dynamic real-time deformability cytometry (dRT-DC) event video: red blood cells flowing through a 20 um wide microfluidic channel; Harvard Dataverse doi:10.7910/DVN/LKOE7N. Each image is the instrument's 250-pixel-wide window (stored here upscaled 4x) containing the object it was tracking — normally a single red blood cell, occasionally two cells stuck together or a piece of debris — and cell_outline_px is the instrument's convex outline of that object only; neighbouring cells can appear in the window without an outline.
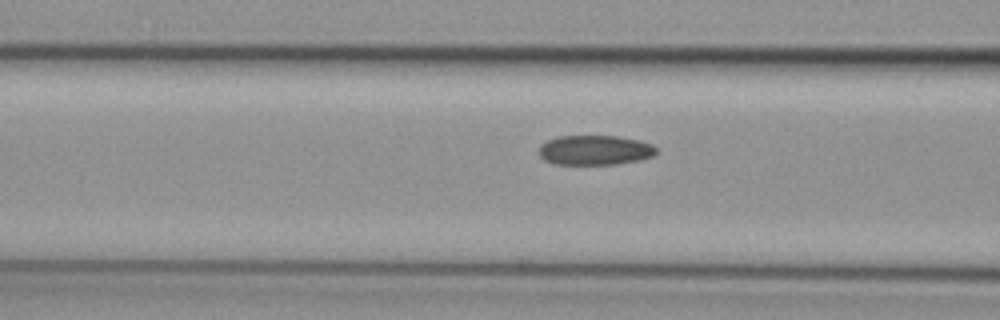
{"species": "common noctule bat (a hibernating species)", "species_latin": "Nyctalus noctula", "temperature_condition": "cold", "stored_images_in_passage": 27, "camera_frame_rate_fps": 3000, "um_per_image_px": 0.085, "animal": {"sex": "female", "body_mass_g": 29.2, "forearm_length_mm": 56.3}, "frame": {"image": 1, "passage_image": 21, "time_ms": 6.667, "image_size_px": [1000, 320], "cell_outline_px": [[656, 152], [652, 156], [640, 160], [616, 164], [556, 164], [544, 160], [540, 156], [540, 144], [548, 140], [560, 136], [616, 136], [640, 140], [652, 144], [656, 148]], "centroid_in_image_um": [50.57, 12.76], "position_along_channel_um": 116.0, "area_um2": 20.29}}